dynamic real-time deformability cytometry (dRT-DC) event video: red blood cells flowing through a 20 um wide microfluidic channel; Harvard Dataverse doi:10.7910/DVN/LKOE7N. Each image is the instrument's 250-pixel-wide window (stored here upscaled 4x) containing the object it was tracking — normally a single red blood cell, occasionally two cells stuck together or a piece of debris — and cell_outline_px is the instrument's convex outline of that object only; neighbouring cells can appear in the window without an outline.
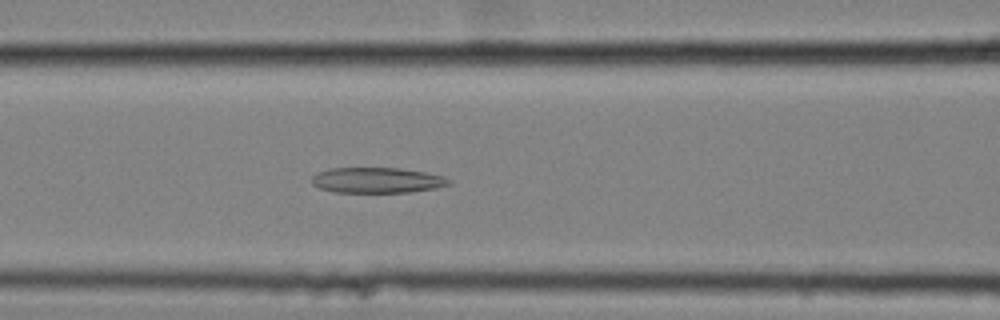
{"species": "common noctule bat (a hibernating species)", "species_latin": "Nyctalus noctula", "temperature_condition": "cold", "stored_images_in_passage": 49, "camera_frame_rate_fps": 3000, "um_per_image_px": 0.085, "animal": {"sex": "female", "body_mass_g": 25.1}, "frame": {"image": 1, "passage_image": 17, "time_ms": 5.333, "image_size_px": [1000, 320], "cell_outline_px": [[452, 184], [436, 188], [408, 192], [332, 192], [320, 188], [312, 184], [312, 176], [316, 172], [328, 168], [400, 168], [424, 172], [444, 176], [452, 180]], "centroid_in_image_um": [32.05, 15.31], "position_along_channel_um": 134.6, "area_um2": 20.52}}
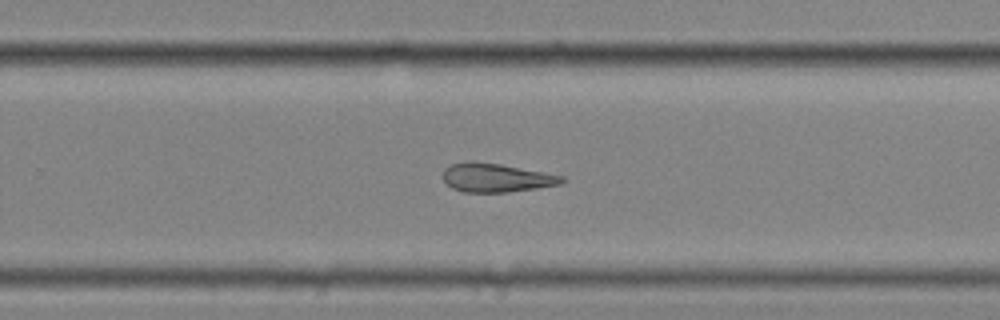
{"frame": {"image": 2, "passage_image": 30, "time_ms": 9.667, "image_size_px": [1000, 320], "cell_outline_px": [[568, 180], [560, 184], [536, 188], [508, 192], [464, 192], [452, 188], [444, 184], [444, 168], [452, 164], [468, 160], [472, 160], [500, 164], [564, 176]], "centroid_in_image_um": [42.15, 15.1], "position_along_channel_um": 287.6, "area_um2": 20.0}}
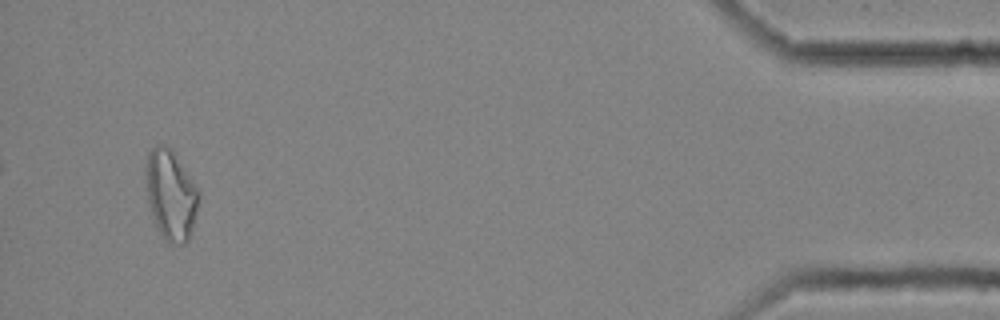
{"frame": {"image": 3, "passage_image": 47, "time_ms": 15.333, "image_size_px": [1000, 320], "cell_outline_px": [[200, 196], [192, 232], [188, 240], [184, 244], [172, 244], [164, 240], [160, 236], [156, 228], [152, 216], [148, 200], [144, 180], [144, 168], [148, 152], [156, 144], [164, 144], [172, 148], [200, 188]], "centroid_in_image_um": [14.52, 16.53], "position_along_channel_um": 420.7, "area_um2": 28.9}, "authors_computed_cell_mechanics": {"area_um2": 21.9062, "velocity_mm_per_s": 3.5424, "shape_relaxation_time_tau1_ms": null, "shape_relaxation_time_tau2_ms": 3.665, "deformation_change_tau1": null, "deformation_change_tau2": 0.1511}}